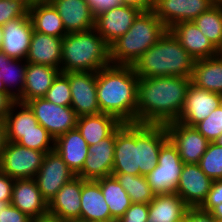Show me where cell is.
Here are the masks:
<instances>
[{
  "label": "cell",
  "mask_w": 222,
  "mask_h": 222,
  "mask_svg": "<svg viewBox=\"0 0 222 222\" xmlns=\"http://www.w3.org/2000/svg\"><path fill=\"white\" fill-rule=\"evenodd\" d=\"M26 104L54 139L76 128L78 116L71 106L56 105L44 97L34 98Z\"/></svg>",
  "instance_id": "obj_9"
},
{
  "label": "cell",
  "mask_w": 222,
  "mask_h": 222,
  "mask_svg": "<svg viewBox=\"0 0 222 222\" xmlns=\"http://www.w3.org/2000/svg\"><path fill=\"white\" fill-rule=\"evenodd\" d=\"M216 144H218L219 146H222V134L216 139V141H214Z\"/></svg>",
  "instance_id": "obj_56"
},
{
  "label": "cell",
  "mask_w": 222,
  "mask_h": 222,
  "mask_svg": "<svg viewBox=\"0 0 222 222\" xmlns=\"http://www.w3.org/2000/svg\"><path fill=\"white\" fill-rule=\"evenodd\" d=\"M193 22L212 45L222 52V2H216Z\"/></svg>",
  "instance_id": "obj_35"
},
{
  "label": "cell",
  "mask_w": 222,
  "mask_h": 222,
  "mask_svg": "<svg viewBox=\"0 0 222 222\" xmlns=\"http://www.w3.org/2000/svg\"><path fill=\"white\" fill-rule=\"evenodd\" d=\"M191 83L222 95V53L214 57L195 60Z\"/></svg>",
  "instance_id": "obj_29"
},
{
  "label": "cell",
  "mask_w": 222,
  "mask_h": 222,
  "mask_svg": "<svg viewBox=\"0 0 222 222\" xmlns=\"http://www.w3.org/2000/svg\"><path fill=\"white\" fill-rule=\"evenodd\" d=\"M187 222H213V216L211 212L202 210L200 207H189Z\"/></svg>",
  "instance_id": "obj_47"
},
{
  "label": "cell",
  "mask_w": 222,
  "mask_h": 222,
  "mask_svg": "<svg viewBox=\"0 0 222 222\" xmlns=\"http://www.w3.org/2000/svg\"><path fill=\"white\" fill-rule=\"evenodd\" d=\"M189 207L177 193L156 194L149 203L147 222H174L181 219Z\"/></svg>",
  "instance_id": "obj_32"
},
{
  "label": "cell",
  "mask_w": 222,
  "mask_h": 222,
  "mask_svg": "<svg viewBox=\"0 0 222 222\" xmlns=\"http://www.w3.org/2000/svg\"><path fill=\"white\" fill-rule=\"evenodd\" d=\"M168 29L151 11L141 12L129 30L110 45V62L133 65Z\"/></svg>",
  "instance_id": "obj_5"
},
{
  "label": "cell",
  "mask_w": 222,
  "mask_h": 222,
  "mask_svg": "<svg viewBox=\"0 0 222 222\" xmlns=\"http://www.w3.org/2000/svg\"><path fill=\"white\" fill-rule=\"evenodd\" d=\"M82 178L74 177L64 184L48 204V214L66 222H78L81 209Z\"/></svg>",
  "instance_id": "obj_20"
},
{
  "label": "cell",
  "mask_w": 222,
  "mask_h": 222,
  "mask_svg": "<svg viewBox=\"0 0 222 222\" xmlns=\"http://www.w3.org/2000/svg\"><path fill=\"white\" fill-rule=\"evenodd\" d=\"M138 79L132 65L110 64L97 71L100 113L113 115L121 123H136Z\"/></svg>",
  "instance_id": "obj_2"
},
{
  "label": "cell",
  "mask_w": 222,
  "mask_h": 222,
  "mask_svg": "<svg viewBox=\"0 0 222 222\" xmlns=\"http://www.w3.org/2000/svg\"><path fill=\"white\" fill-rule=\"evenodd\" d=\"M165 127L168 139L177 148L184 164H198L210 142L195 127L178 121L168 123Z\"/></svg>",
  "instance_id": "obj_11"
},
{
  "label": "cell",
  "mask_w": 222,
  "mask_h": 222,
  "mask_svg": "<svg viewBox=\"0 0 222 222\" xmlns=\"http://www.w3.org/2000/svg\"><path fill=\"white\" fill-rule=\"evenodd\" d=\"M71 91V107L76 115L100 113L97 101L96 72H68Z\"/></svg>",
  "instance_id": "obj_13"
},
{
  "label": "cell",
  "mask_w": 222,
  "mask_h": 222,
  "mask_svg": "<svg viewBox=\"0 0 222 222\" xmlns=\"http://www.w3.org/2000/svg\"><path fill=\"white\" fill-rule=\"evenodd\" d=\"M216 2L215 0H155L152 11L164 26L170 29L177 23L195 20Z\"/></svg>",
  "instance_id": "obj_12"
},
{
  "label": "cell",
  "mask_w": 222,
  "mask_h": 222,
  "mask_svg": "<svg viewBox=\"0 0 222 222\" xmlns=\"http://www.w3.org/2000/svg\"><path fill=\"white\" fill-rule=\"evenodd\" d=\"M28 14V8L21 2L15 0H0V26L8 21L24 17Z\"/></svg>",
  "instance_id": "obj_41"
},
{
  "label": "cell",
  "mask_w": 222,
  "mask_h": 222,
  "mask_svg": "<svg viewBox=\"0 0 222 222\" xmlns=\"http://www.w3.org/2000/svg\"><path fill=\"white\" fill-rule=\"evenodd\" d=\"M201 170L212 180L222 179V146L210 142L199 161Z\"/></svg>",
  "instance_id": "obj_37"
},
{
  "label": "cell",
  "mask_w": 222,
  "mask_h": 222,
  "mask_svg": "<svg viewBox=\"0 0 222 222\" xmlns=\"http://www.w3.org/2000/svg\"><path fill=\"white\" fill-rule=\"evenodd\" d=\"M27 62L12 59L0 50V88L18 99L24 92Z\"/></svg>",
  "instance_id": "obj_31"
},
{
  "label": "cell",
  "mask_w": 222,
  "mask_h": 222,
  "mask_svg": "<svg viewBox=\"0 0 222 222\" xmlns=\"http://www.w3.org/2000/svg\"><path fill=\"white\" fill-rule=\"evenodd\" d=\"M44 98L56 105H71V91L68 73L60 72L57 75Z\"/></svg>",
  "instance_id": "obj_39"
},
{
  "label": "cell",
  "mask_w": 222,
  "mask_h": 222,
  "mask_svg": "<svg viewBox=\"0 0 222 222\" xmlns=\"http://www.w3.org/2000/svg\"><path fill=\"white\" fill-rule=\"evenodd\" d=\"M129 195L132 203L149 204L156 195L143 175L112 174Z\"/></svg>",
  "instance_id": "obj_36"
},
{
  "label": "cell",
  "mask_w": 222,
  "mask_h": 222,
  "mask_svg": "<svg viewBox=\"0 0 222 222\" xmlns=\"http://www.w3.org/2000/svg\"><path fill=\"white\" fill-rule=\"evenodd\" d=\"M94 16L121 5V0H86Z\"/></svg>",
  "instance_id": "obj_45"
},
{
  "label": "cell",
  "mask_w": 222,
  "mask_h": 222,
  "mask_svg": "<svg viewBox=\"0 0 222 222\" xmlns=\"http://www.w3.org/2000/svg\"><path fill=\"white\" fill-rule=\"evenodd\" d=\"M3 29H2V26H0V50L2 48V45H3Z\"/></svg>",
  "instance_id": "obj_54"
},
{
  "label": "cell",
  "mask_w": 222,
  "mask_h": 222,
  "mask_svg": "<svg viewBox=\"0 0 222 222\" xmlns=\"http://www.w3.org/2000/svg\"><path fill=\"white\" fill-rule=\"evenodd\" d=\"M15 102L16 99L0 88V121H4Z\"/></svg>",
  "instance_id": "obj_48"
},
{
  "label": "cell",
  "mask_w": 222,
  "mask_h": 222,
  "mask_svg": "<svg viewBox=\"0 0 222 222\" xmlns=\"http://www.w3.org/2000/svg\"><path fill=\"white\" fill-rule=\"evenodd\" d=\"M96 181L109 206L111 217L118 221L132 204L129 195L113 175L96 179Z\"/></svg>",
  "instance_id": "obj_34"
},
{
  "label": "cell",
  "mask_w": 222,
  "mask_h": 222,
  "mask_svg": "<svg viewBox=\"0 0 222 222\" xmlns=\"http://www.w3.org/2000/svg\"><path fill=\"white\" fill-rule=\"evenodd\" d=\"M149 204L132 203L119 222H147Z\"/></svg>",
  "instance_id": "obj_42"
},
{
  "label": "cell",
  "mask_w": 222,
  "mask_h": 222,
  "mask_svg": "<svg viewBox=\"0 0 222 222\" xmlns=\"http://www.w3.org/2000/svg\"><path fill=\"white\" fill-rule=\"evenodd\" d=\"M213 180L200 168L199 164H184L175 193L188 207H200L206 200Z\"/></svg>",
  "instance_id": "obj_16"
},
{
  "label": "cell",
  "mask_w": 222,
  "mask_h": 222,
  "mask_svg": "<svg viewBox=\"0 0 222 222\" xmlns=\"http://www.w3.org/2000/svg\"><path fill=\"white\" fill-rule=\"evenodd\" d=\"M211 214L215 218H222V203L215 206L211 211Z\"/></svg>",
  "instance_id": "obj_52"
},
{
  "label": "cell",
  "mask_w": 222,
  "mask_h": 222,
  "mask_svg": "<svg viewBox=\"0 0 222 222\" xmlns=\"http://www.w3.org/2000/svg\"><path fill=\"white\" fill-rule=\"evenodd\" d=\"M115 131L107 138L89 146V154L82 170L76 175L84 180H96L112 175Z\"/></svg>",
  "instance_id": "obj_17"
},
{
  "label": "cell",
  "mask_w": 222,
  "mask_h": 222,
  "mask_svg": "<svg viewBox=\"0 0 222 222\" xmlns=\"http://www.w3.org/2000/svg\"><path fill=\"white\" fill-rule=\"evenodd\" d=\"M61 71L57 68L27 62L23 94L16 100L26 103L34 98H42Z\"/></svg>",
  "instance_id": "obj_27"
},
{
  "label": "cell",
  "mask_w": 222,
  "mask_h": 222,
  "mask_svg": "<svg viewBox=\"0 0 222 222\" xmlns=\"http://www.w3.org/2000/svg\"><path fill=\"white\" fill-rule=\"evenodd\" d=\"M28 14L34 31L58 38L67 34L59 13L50 2L33 3Z\"/></svg>",
  "instance_id": "obj_30"
},
{
  "label": "cell",
  "mask_w": 222,
  "mask_h": 222,
  "mask_svg": "<svg viewBox=\"0 0 222 222\" xmlns=\"http://www.w3.org/2000/svg\"><path fill=\"white\" fill-rule=\"evenodd\" d=\"M7 132L4 121H0V158L7 145Z\"/></svg>",
  "instance_id": "obj_50"
},
{
  "label": "cell",
  "mask_w": 222,
  "mask_h": 222,
  "mask_svg": "<svg viewBox=\"0 0 222 222\" xmlns=\"http://www.w3.org/2000/svg\"><path fill=\"white\" fill-rule=\"evenodd\" d=\"M59 13L66 33L95 28V16L86 0H50Z\"/></svg>",
  "instance_id": "obj_22"
},
{
  "label": "cell",
  "mask_w": 222,
  "mask_h": 222,
  "mask_svg": "<svg viewBox=\"0 0 222 222\" xmlns=\"http://www.w3.org/2000/svg\"><path fill=\"white\" fill-rule=\"evenodd\" d=\"M8 204L6 201L0 200V213Z\"/></svg>",
  "instance_id": "obj_55"
},
{
  "label": "cell",
  "mask_w": 222,
  "mask_h": 222,
  "mask_svg": "<svg viewBox=\"0 0 222 222\" xmlns=\"http://www.w3.org/2000/svg\"><path fill=\"white\" fill-rule=\"evenodd\" d=\"M88 144L77 128L55 139L54 150L67 166L77 175L83 168L89 154Z\"/></svg>",
  "instance_id": "obj_26"
},
{
  "label": "cell",
  "mask_w": 222,
  "mask_h": 222,
  "mask_svg": "<svg viewBox=\"0 0 222 222\" xmlns=\"http://www.w3.org/2000/svg\"><path fill=\"white\" fill-rule=\"evenodd\" d=\"M220 105H222L221 94L207 91L191 83L181 116L177 121L195 127Z\"/></svg>",
  "instance_id": "obj_14"
},
{
  "label": "cell",
  "mask_w": 222,
  "mask_h": 222,
  "mask_svg": "<svg viewBox=\"0 0 222 222\" xmlns=\"http://www.w3.org/2000/svg\"><path fill=\"white\" fill-rule=\"evenodd\" d=\"M80 219L78 222H116L104 200L100 185L96 180L82 178Z\"/></svg>",
  "instance_id": "obj_24"
},
{
  "label": "cell",
  "mask_w": 222,
  "mask_h": 222,
  "mask_svg": "<svg viewBox=\"0 0 222 222\" xmlns=\"http://www.w3.org/2000/svg\"><path fill=\"white\" fill-rule=\"evenodd\" d=\"M140 175L139 124L122 123L115 130L114 164L112 174Z\"/></svg>",
  "instance_id": "obj_7"
},
{
  "label": "cell",
  "mask_w": 222,
  "mask_h": 222,
  "mask_svg": "<svg viewBox=\"0 0 222 222\" xmlns=\"http://www.w3.org/2000/svg\"><path fill=\"white\" fill-rule=\"evenodd\" d=\"M142 11L135 7L119 5L95 17V30L110 46L123 36Z\"/></svg>",
  "instance_id": "obj_15"
},
{
  "label": "cell",
  "mask_w": 222,
  "mask_h": 222,
  "mask_svg": "<svg viewBox=\"0 0 222 222\" xmlns=\"http://www.w3.org/2000/svg\"><path fill=\"white\" fill-rule=\"evenodd\" d=\"M222 203V179L213 180L211 189L209 190L206 200L200 206L202 210L211 211L215 206Z\"/></svg>",
  "instance_id": "obj_43"
},
{
  "label": "cell",
  "mask_w": 222,
  "mask_h": 222,
  "mask_svg": "<svg viewBox=\"0 0 222 222\" xmlns=\"http://www.w3.org/2000/svg\"><path fill=\"white\" fill-rule=\"evenodd\" d=\"M174 222H187V211H186V214L181 219Z\"/></svg>",
  "instance_id": "obj_57"
},
{
  "label": "cell",
  "mask_w": 222,
  "mask_h": 222,
  "mask_svg": "<svg viewBox=\"0 0 222 222\" xmlns=\"http://www.w3.org/2000/svg\"><path fill=\"white\" fill-rule=\"evenodd\" d=\"M110 64V46L95 28L63 37L61 72H97Z\"/></svg>",
  "instance_id": "obj_4"
},
{
  "label": "cell",
  "mask_w": 222,
  "mask_h": 222,
  "mask_svg": "<svg viewBox=\"0 0 222 222\" xmlns=\"http://www.w3.org/2000/svg\"><path fill=\"white\" fill-rule=\"evenodd\" d=\"M62 39L33 31L25 61L33 64L48 65L60 70Z\"/></svg>",
  "instance_id": "obj_25"
},
{
  "label": "cell",
  "mask_w": 222,
  "mask_h": 222,
  "mask_svg": "<svg viewBox=\"0 0 222 222\" xmlns=\"http://www.w3.org/2000/svg\"><path fill=\"white\" fill-rule=\"evenodd\" d=\"M184 162L177 148L168 140L160 149L158 163L146 180L155 194L175 193Z\"/></svg>",
  "instance_id": "obj_6"
},
{
  "label": "cell",
  "mask_w": 222,
  "mask_h": 222,
  "mask_svg": "<svg viewBox=\"0 0 222 222\" xmlns=\"http://www.w3.org/2000/svg\"><path fill=\"white\" fill-rule=\"evenodd\" d=\"M32 218L8 204L0 213V222H31Z\"/></svg>",
  "instance_id": "obj_44"
},
{
  "label": "cell",
  "mask_w": 222,
  "mask_h": 222,
  "mask_svg": "<svg viewBox=\"0 0 222 222\" xmlns=\"http://www.w3.org/2000/svg\"><path fill=\"white\" fill-rule=\"evenodd\" d=\"M191 78L150 77L138 79L136 123L166 125L181 116Z\"/></svg>",
  "instance_id": "obj_1"
},
{
  "label": "cell",
  "mask_w": 222,
  "mask_h": 222,
  "mask_svg": "<svg viewBox=\"0 0 222 222\" xmlns=\"http://www.w3.org/2000/svg\"><path fill=\"white\" fill-rule=\"evenodd\" d=\"M55 139L48 131L40 125V131H29L27 133H19V145L41 152H50L54 150Z\"/></svg>",
  "instance_id": "obj_38"
},
{
  "label": "cell",
  "mask_w": 222,
  "mask_h": 222,
  "mask_svg": "<svg viewBox=\"0 0 222 222\" xmlns=\"http://www.w3.org/2000/svg\"><path fill=\"white\" fill-rule=\"evenodd\" d=\"M15 1H21L27 8H29V0H15Z\"/></svg>",
  "instance_id": "obj_58"
},
{
  "label": "cell",
  "mask_w": 222,
  "mask_h": 222,
  "mask_svg": "<svg viewBox=\"0 0 222 222\" xmlns=\"http://www.w3.org/2000/svg\"><path fill=\"white\" fill-rule=\"evenodd\" d=\"M165 125L139 124V171L149 174L158 163L161 147L168 141Z\"/></svg>",
  "instance_id": "obj_18"
},
{
  "label": "cell",
  "mask_w": 222,
  "mask_h": 222,
  "mask_svg": "<svg viewBox=\"0 0 222 222\" xmlns=\"http://www.w3.org/2000/svg\"><path fill=\"white\" fill-rule=\"evenodd\" d=\"M8 142H18L19 133L40 131V124L26 103L16 101L4 119Z\"/></svg>",
  "instance_id": "obj_33"
},
{
  "label": "cell",
  "mask_w": 222,
  "mask_h": 222,
  "mask_svg": "<svg viewBox=\"0 0 222 222\" xmlns=\"http://www.w3.org/2000/svg\"><path fill=\"white\" fill-rule=\"evenodd\" d=\"M155 0H121V4L125 6L135 7L145 12L153 10Z\"/></svg>",
  "instance_id": "obj_49"
},
{
  "label": "cell",
  "mask_w": 222,
  "mask_h": 222,
  "mask_svg": "<svg viewBox=\"0 0 222 222\" xmlns=\"http://www.w3.org/2000/svg\"><path fill=\"white\" fill-rule=\"evenodd\" d=\"M74 177L76 174L62 160L57 151L52 150L45 154L40 170L34 179L43 199L49 204L63 185Z\"/></svg>",
  "instance_id": "obj_10"
},
{
  "label": "cell",
  "mask_w": 222,
  "mask_h": 222,
  "mask_svg": "<svg viewBox=\"0 0 222 222\" xmlns=\"http://www.w3.org/2000/svg\"><path fill=\"white\" fill-rule=\"evenodd\" d=\"M122 123L113 115L99 113L79 116L76 128L86 140L88 146L109 137Z\"/></svg>",
  "instance_id": "obj_28"
},
{
  "label": "cell",
  "mask_w": 222,
  "mask_h": 222,
  "mask_svg": "<svg viewBox=\"0 0 222 222\" xmlns=\"http://www.w3.org/2000/svg\"><path fill=\"white\" fill-rule=\"evenodd\" d=\"M10 204L32 219L48 214V203L34 178L15 179Z\"/></svg>",
  "instance_id": "obj_21"
},
{
  "label": "cell",
  "mask_w": 222,
  "mask_h": 222,
  "mask_svg": "<svg viewBox=\"0 0 222 222\" xmlns=\"http://www.w3.org/2000/svg\"><path fill=\"white\" fill-rule=\"evenodd\" d=\"M195 128L209 141L214 142L222 134V105L198 123Z\"/></svg>",
  "instance_id": "obj_40"
},
{
  "label": "cell",
  "mask_w": 222,
  "mask_h": 222,
  "mask_svg": "<svg viewBox=\"0 0 222 222\" xmlns=\"http://www.w3.org/2000/svg\"><path fill=\"white\" fill-rule=\"evenodd\" d=\"M46 152L7 142L0 158V171L13 179L35 178Z\"/></svg>",
  "instance_id": "obj_8"
},
{
  "label": "cell",
  "mask_w": 222,
  "mask_h": 222,
  "mask_svg": "<svg viewBox=\"0 0 222 222\" xmlns=\"http://www.w3.org/2000/svg\"><path fill=\"white\" fill-rule=\"evenodd\" d=\"M194 63L195 59L167 30L132 67L139 78L163 76L191 78Z\"/></svg>",
  "instance_id": "obj_3"
},
{
  "label": "cell",
  "mask_w": 222,
  "mask_h": 222,
  "mask_svg": "<svg viewBox=\"0 0 222 222\" xmlns=\"http://www.w3.org/2000/svg\"><path fill=\"white\" fill-rule=\"evenodd\" d=\"M44 2H50V0H29V7H30L33 3H44Z\"/></svg>",
  "instance_id": "obj_53"
},
{
  "label": "cell",
  "mask_w": 222,
  "mask_h": 222,
  "mask_svg": "<svg viewBox=\"0 0 222 222\" xmlns=\"http://www.w3.org/2000/svg\"><path fill=\"white\" fill-rule=\"evenodd\" d=\"M168 30L195 60L214 57L220 53L193 21L177 23Z\"/></svg>",
  "instance_id": "obj_23"
},
{
  "label": "cell",
  "mask_w": 222,
  "mask_h": 222,
  "mask_svg": "<svg viewBox=\"0 0 222 222\" xmlns=\"http://www.w3.org/2000/svg\"><path fill=\"white\" fill-rule=\"evenodd\" d=\"M2 29L1 51L12 59L25 60L34 31L29 14L8 21Z\"/></svg>",
  "instance_id": "obj_19"
},
{
  "label": "cell",
  "mask_w": 222,
  "mask_h": 222,
  "mask_svg": "<svg viewBox=\"0 0 222 222\" xmlns=\"http://www.w3.org/2000/svg\"><path fill=\"white\" fill-rule=\"evenodd\" d=\"M213 222H222V218L213 217Z\"/></svg>",
  "instance_id": "obj_59"
},
{
  "label": "cell",
  "mask_w": 222,
  "mask_h": 222,
  "mask_svg": "<svg viewBox=\"0 0 222 222\" xmlns=\"http://www.w3.org/2000/svg\"><path fill=\"white\" fill-rule=\"evenodd\" d=\"M14 181L15 179L0 171V200L11 203Z\"/></svg>",
  "instance_id": "obj_46"
},
{
  "label": "cell",
  "mask_w": 222,
  "mask_h": 222,
  "mask_svg": "<svg viewBox=\"0 0 222 222\" xmlns=\"http://www.w3.org/2000/svg\"><path fill=\"white\" fill-rule=\"evenodd\" d=\"M31 222H66L61 220L60 218L50 215V214H46L44 216L41 217H37V218H33L31 220Z\"/></svg>",
  "instance_id": "obj_51"
}]
</instances>
